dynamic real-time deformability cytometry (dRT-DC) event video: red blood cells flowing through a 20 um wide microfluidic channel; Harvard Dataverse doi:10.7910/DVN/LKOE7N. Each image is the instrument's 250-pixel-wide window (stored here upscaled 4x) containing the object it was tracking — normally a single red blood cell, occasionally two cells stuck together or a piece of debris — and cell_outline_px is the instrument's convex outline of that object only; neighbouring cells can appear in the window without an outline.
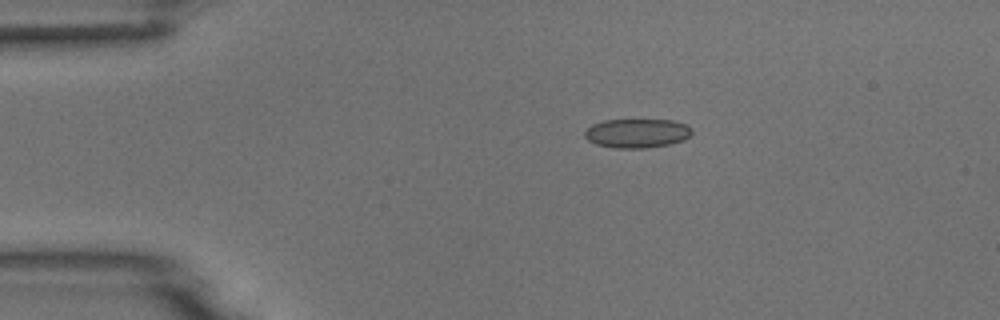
{"species": "common noctule bat (a hibernating species)", "species_latin": "Nyctalus noctula", "temperature_condition": "room temperature", "stored_images_in_passage": 8, "camera_frame_rate_fps": 3000, "um_per_image_px": 0.085, "animal": {"sex": "male", "body_mass_g": 18.8}, "frame": {"image": 1, "passage_image": 2, "time_ms": 1.333, "image_size_px": [1000, 320], "cell_outline_px": [[692, 132], [684, 140], [668, 144], [644, 148], [616, 148], [596, 144], [588, 140], [584, 136], [584, 132], [592, 124], [604, 120], [672, 120], [688, 124], [692, 128]], "centroid_in_image_um": [54.15, 11.32], "position_along_channel_um": 30.8, "area_um2": 18.15}}